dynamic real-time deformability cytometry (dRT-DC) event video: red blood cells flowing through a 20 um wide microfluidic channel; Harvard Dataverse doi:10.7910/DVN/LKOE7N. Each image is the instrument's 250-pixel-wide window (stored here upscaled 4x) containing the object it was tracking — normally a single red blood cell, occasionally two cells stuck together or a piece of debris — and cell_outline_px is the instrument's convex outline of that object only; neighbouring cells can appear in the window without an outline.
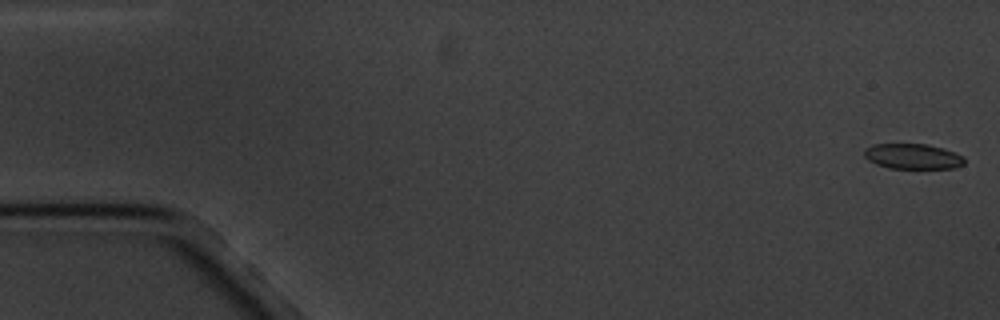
{"species": "common noctule bat (a hibernating species)", "species_latin": "Nyctalus noctula", "temperature_condition": "cold", "stored_images_in_passage": 7, "camera_frame_rate_fps": 3000, "um_per_image_px": 0.085, "animal": {"sex": "male", "body_mass_g": 20.1, "forearm_length_mm": 53.5}, "frame": {"image": 1, "passage_image": 1, "time_ms": 0.0, "image_size_px": [1000, 320], "cell_outline_px": [[964, 164], [956, 168], [888, 168], [876, 164], [868, 160], [864, 156], [864, 148], [872, 144], [928, 144], [944, 148], [964, 156]], "centroid_in_image_um": [77.58, 13.29], "position_along_channel_um": 7.4, "area_um2": 14.91}}
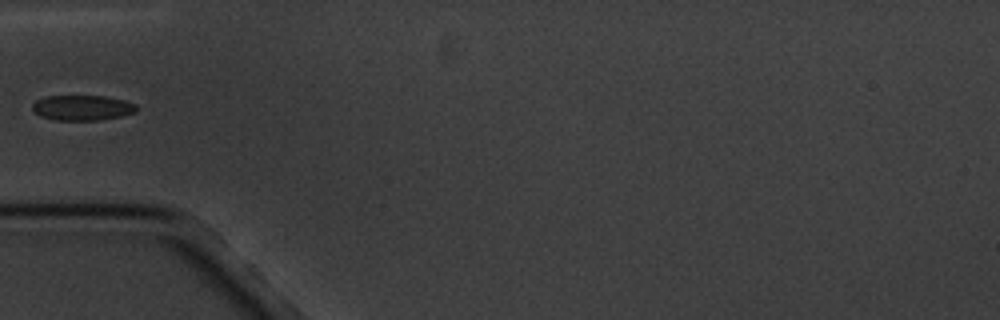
{"frame": {"image": 2, "passage_image": 6, "time_ms": 6.0, "image_size_px": [1000, 320], "cell_outline_px": [[136, 112], [124, 116], [100, 120], [56, 120], [40, 116], [32, 108], [32, 104], [36, 100], [44, 96], [104, 96], [124, 100], [136, 104]], "centroid_in_image_um": [7.01, 9.16], "position_along_channel_um": 78.0, "area_um2": 15.37}}
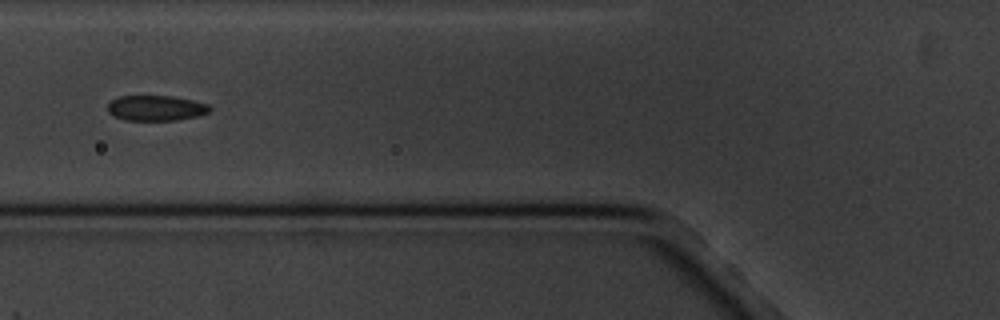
{"frame": {"image": 3, "passage_image": 7, "time_ms": 7.0, "image_size_px": [1000, 320], "cell_outline_px": [[212, 108], [208, 112], [196, 116], [176, 120], [124, 120], [108, 112], [108, 104], [116, 96], [172, 96], [192, 100], [208, 104]], "centroid_in_image_um": [13.25, 9.18], "position_along_channel_um": 112.6, "area_um2": 14.97}}